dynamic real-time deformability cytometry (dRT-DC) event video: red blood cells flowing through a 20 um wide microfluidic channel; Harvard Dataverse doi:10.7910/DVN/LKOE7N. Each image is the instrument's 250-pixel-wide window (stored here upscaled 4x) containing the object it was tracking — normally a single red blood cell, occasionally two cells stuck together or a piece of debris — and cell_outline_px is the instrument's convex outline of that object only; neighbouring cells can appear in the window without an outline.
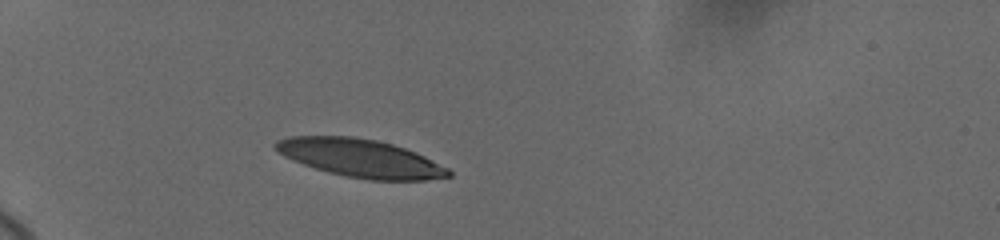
{"species": "human", "species_latin": "Homo sapiens", "temperature_condition": "cold", "stored_images_in_passage": 21, "camera_frame_rate_fps": 3000, "um_per_image_px": 0.085, "donor": {"sex": "female"}, "frame": {"image": 1, "passage_image": 1, "time_ms": 0.0, "image_size_px": [1000, 240], "cell_outline_px": [[452, 176], [428, 180], [368, 180], [344, 176], [328, 172], [292, 160], [276, 152], [272, 148], [272, 144], [276, 140], [288, 136], [352, 136], [376, 140], [392, 144], [416, 152], [448, 168], [452, 172]], "centroid_in_image_um": [30.6, 13.44], "position_along_channel_um": 54.4, "area_um2": 38.55}}
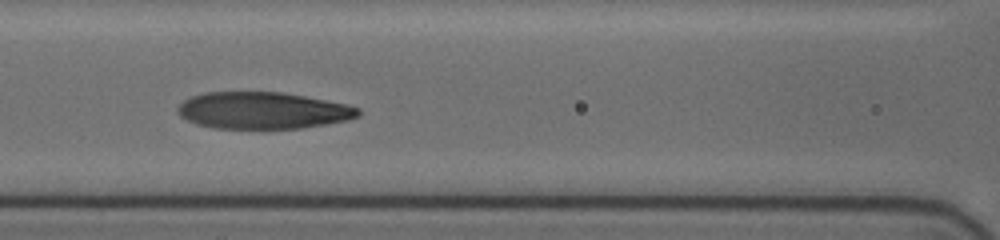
{"frame": {"image": 2, "passage_image": 10, "time_ms": 3.333, "image_size_px": [1000, 240], "cell_outline_px": [[360, 116], [348, 120], [300, 128], [212, 128], [196, 124], [180, 116], [176, 112], [176, 108], [184, 100], [192, 96], [204, 92], [280, 92], [304, 96], [348, 104], [360, 108]], "centroid_in_image_um": [22.33, 9.39], "position_along_channel_um": 144.3, "area_um2": 38.73}}
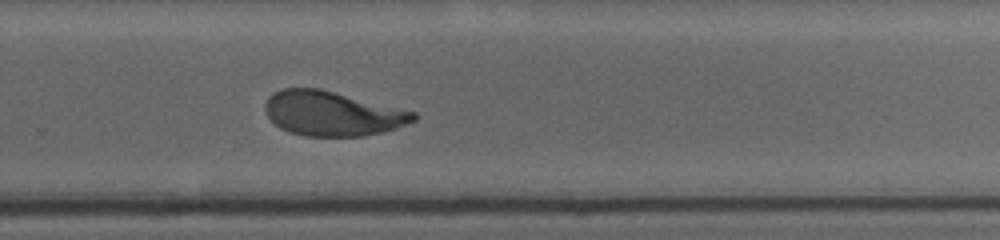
{"frame": {"image": 3, "passage_image": 21, "time_ms": 7.667, "image_size_px": [1000, 240], "cell_outline_px": [[416, 120], [396, 128], [364, 136], [304, 136], [288, 132], [280, 128], [264, 112], [264, 104], [268, 96], [272, 92], [280, 88], [320, 88], [416, 112]], "centroid_in_image_um": [28.2, 9.64], "position_along_channel_um": 301.6, "area_um2": 38.67}}